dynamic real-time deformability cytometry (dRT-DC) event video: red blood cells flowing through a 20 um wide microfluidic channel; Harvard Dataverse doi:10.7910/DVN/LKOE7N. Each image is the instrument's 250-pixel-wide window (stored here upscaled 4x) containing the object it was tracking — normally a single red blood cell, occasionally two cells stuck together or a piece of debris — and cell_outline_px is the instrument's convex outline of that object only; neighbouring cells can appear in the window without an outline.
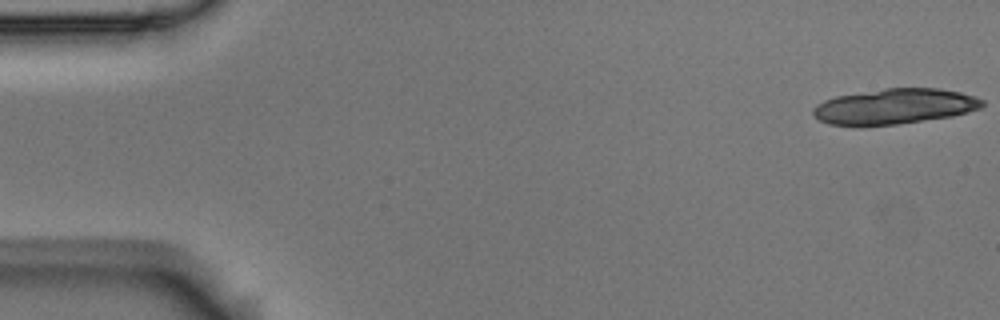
{"species": "Egyptian fruit bat (a non-hibernating species)", "species_latin": "Rousettus aegyptiacus", "temperature_condition": "room temperature", "stored_images_in_passage": 5, "camera_frame_rate_fps": 3000, "um_per_image_px": 0.085, "animal": {"sex": "male"}, "frame": {"image": 1, "passage_image": 1, "time_ms": 0.0, "image_size_px": [1000, 320], "cell_outline_px": [[984, 104], [980, 108], [968, 112], [952, 116], [896, 124], [828, 124], [820, 120], [812, 112], [812, 108], [816, 104], [824, 100], [836, 96], [884, 88], [940, 88], [960, 92], [984, 100]], "centroid_in_image_um": [76.06, 9.02], "position_along_channel_um": 8.9, "area_um2": 34.39}}
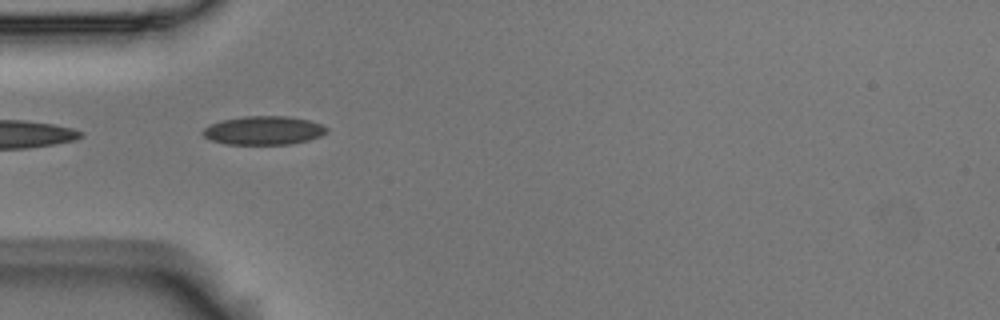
{"frame": {"image": 2, "passage_image": 4, "time_ms": 1.0, "image_size_px": [1000, 320], "cell_outline_px": [[328, 132], [320, 136], [308, 140], [292, 144], [224, 144], [212, 140], [204, 136], [200, 132], [208, 124], [220, 120], [244, 116], [288, 116], [308, 120], [320, 124], [328, 128]], "centroid_in_image_um": [22.38, 11.08], "position_along_channel_um": 62.6, "area_um2": 20.81}}
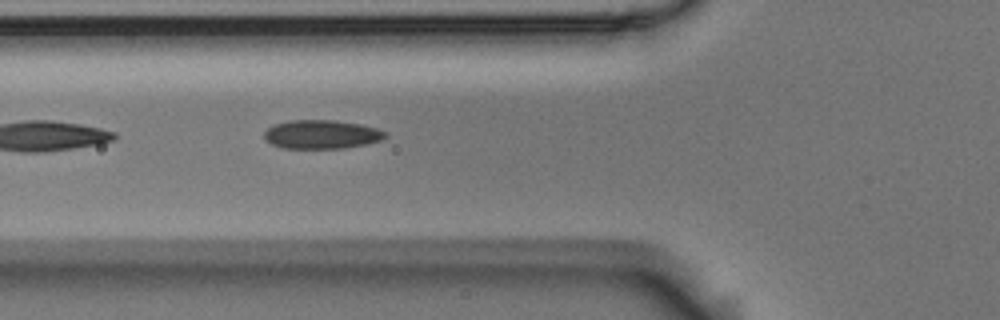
{"frame": {"image": 3, "passage_image": 5, "time_ms": 1.333, "image_size_px": [1000, 320], "cell_outline_px": [[388, 136], [380, 140], [364, 144], [344, 148], [284, 148], [272, 144], [264, 136], [264, 132], [268, 128], [276, 124], [288, 120], [336, 120], [360, 124], [376, 128], [388, 132]], "centroid_in_image_um": [27.36, 11.41], "position_along_channel_um": 98.4, "area_um2": 20.17}}